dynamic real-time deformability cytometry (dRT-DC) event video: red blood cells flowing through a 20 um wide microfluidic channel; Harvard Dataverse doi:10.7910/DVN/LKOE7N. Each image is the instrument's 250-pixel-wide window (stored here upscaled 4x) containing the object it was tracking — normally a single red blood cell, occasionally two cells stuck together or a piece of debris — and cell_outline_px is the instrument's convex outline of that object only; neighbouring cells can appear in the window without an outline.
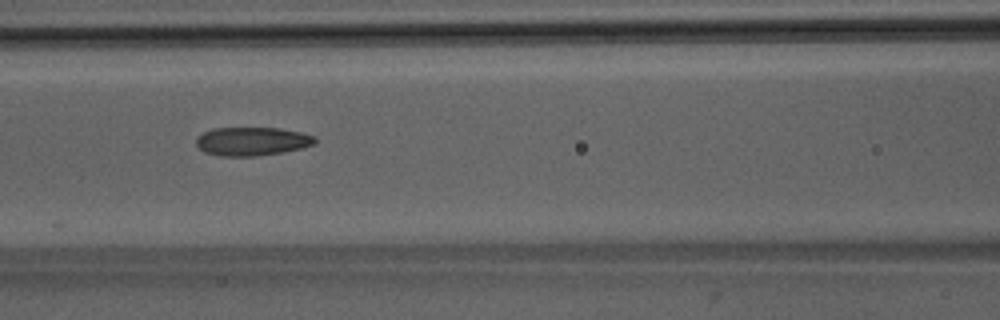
{"species": "Egyptian fruit bat (a non-hibernating species)", "species_latin": "Rousettus aegyptiacus", "temperature_condition": "room temperature", "stored_images_in_passage": 20, "camera_frame_rate_fps": 3000, "um_per_image_px": 0.085, "animal": {"sex": "male"}, "frame": {"image": 1, "passage_image": 10, "time_ms": 3.0, "image_size_px": [1000, 320], "cell_outline_px": [[316, 144], [284, 152], [260, 156], [220, 156], [204, 152], [196, 144], [196, 136], [212, 128], [280, 128], [300, 132], [316, 136]], "centroid_in_image_um": [21.43, 12.01], "position_along_channel_um": 145.2, "area_um2": 19.94}}